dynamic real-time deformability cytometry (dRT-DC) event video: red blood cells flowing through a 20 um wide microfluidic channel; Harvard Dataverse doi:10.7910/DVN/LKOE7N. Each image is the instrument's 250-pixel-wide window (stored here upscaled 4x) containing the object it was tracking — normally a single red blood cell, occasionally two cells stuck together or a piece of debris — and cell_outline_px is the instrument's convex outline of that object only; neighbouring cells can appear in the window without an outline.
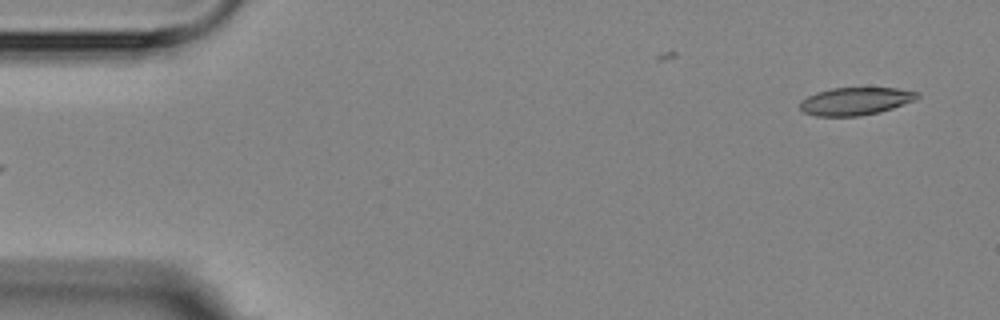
{"species": "Egyptian fruit bat (a non-hibernating species)", "species_latin": "Rousettus aegyptiacus", "temperature_condition": "room temperature", "stored_images_in_passage": 6, "segment_of_instrument_passage": [2, 2], "camera_frame_rate_fps": 3000, "um_per_image_px": 0.085, "animal": {"sex": "female"}, "frame": {"image": 1, "passage_image": 6, "time_ms": 5.667, "image_size_px": [1000, 320], "cell_outline_px": [[920, 96], [916, 100], [880, 112], [860, 116], [816, 116], [804, 112], [800, 108], [800, 100], [816, 92], [832, 88], [896, 88], [920, 92]], "centroid_in_image_um": [72.73, 8.6], "position_along_channel_um": 12.3, "area_um2": 19.02}}